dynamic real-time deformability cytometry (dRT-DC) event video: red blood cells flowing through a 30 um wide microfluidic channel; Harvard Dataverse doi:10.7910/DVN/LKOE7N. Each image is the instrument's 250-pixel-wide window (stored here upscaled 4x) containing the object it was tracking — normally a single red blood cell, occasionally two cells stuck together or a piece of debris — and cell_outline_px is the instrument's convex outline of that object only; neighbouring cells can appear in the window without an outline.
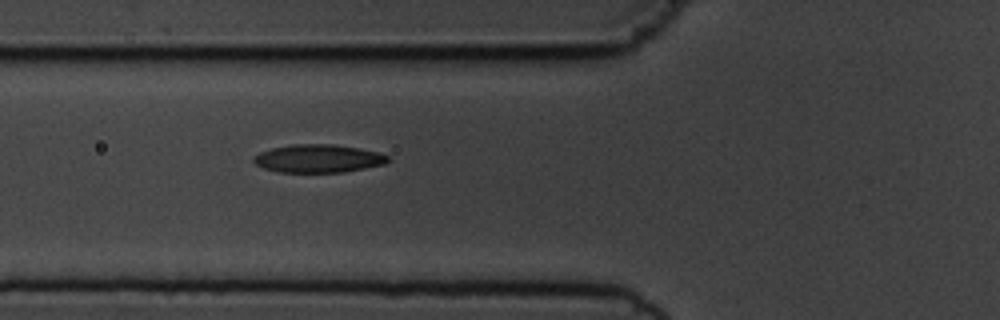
{"species": "common noctule bat (a hibernating species)", "species_latin": "Nyctalus noctula", "temperature_condition": "cold", "stored_images_in_passage": 5, "camera_frame_rate_fps": 3000, "um_per_image_px": 0.085, "animal": {"sex": "male", "body_mass_g": 19.5, "forearm_length_mm": 54.6}, "frame": {"image": 1, "passage_image": 5, "time_ms": 5.667, "image_size_px": [1000, 320], "cell_outline_px": [[392, 160], [384, 164], [344, 172], [280, 172], [264, 168], [256, 164], [252, 160], [260, 152], [272, 148], [292, 144], [332, 144], [360, 148], [380, 152], [388, 156]], "centroid_in_image_um": [27.1, 13.47], "position_along_channel_um": 98.7, "area_um2": 21.96}}